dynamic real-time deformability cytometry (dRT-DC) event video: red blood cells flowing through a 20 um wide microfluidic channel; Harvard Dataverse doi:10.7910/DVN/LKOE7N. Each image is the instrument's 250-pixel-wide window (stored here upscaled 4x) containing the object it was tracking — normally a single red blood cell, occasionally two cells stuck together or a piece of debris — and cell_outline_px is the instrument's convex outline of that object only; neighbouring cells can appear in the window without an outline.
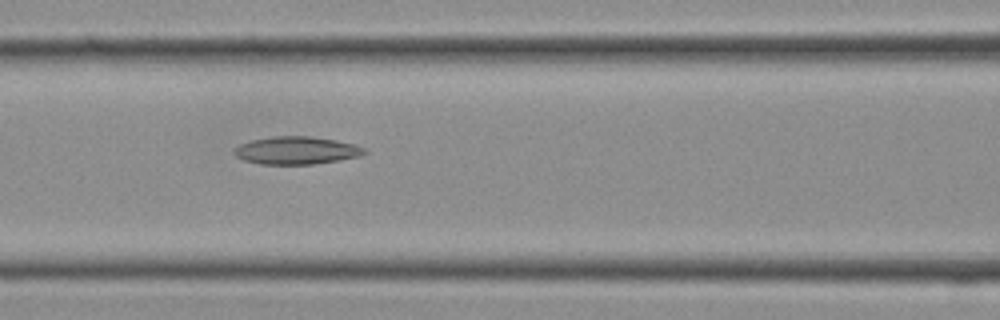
{"species": "Egyptian fruit bat (a non-hibernating species)", "species_latin": "Rousettus aegyptiacus", "temperature_condition": "cold", "stored_images_in_passage": 24, "camera_frame_rate_fps": 3000, "um_per_image_px": 0.085, "frame": {"image": 1, "passage_image": 12, "time_ms": 3.667, "image_size_px": [1000, 320], "cell_outline_px": [[368, 152], [360, 156], [340, 160], [312, 164], [260, 164], [244, 160], [236, 156], [232, 152], [240, 144], [252, 140], [272, 136], [308, 136], [336, 140], [356, 144], [364, 148]], "centroid_in_image_um": [25.22, 12.78], "position_along_channel_um": 141.4, "area_um2": 21.04}}
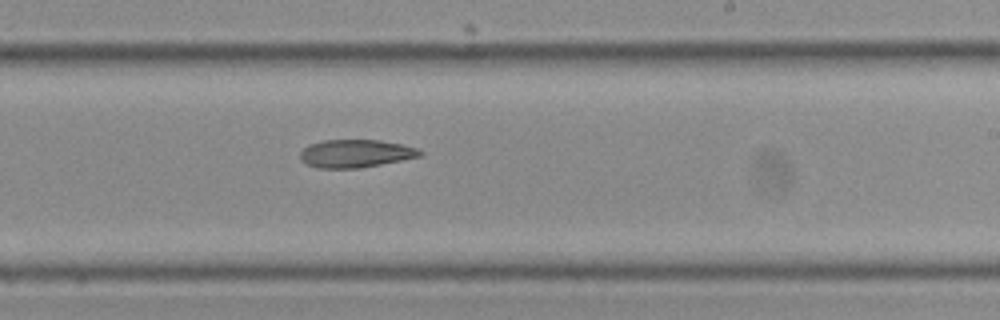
{"frame": {"image": 2, "passage_image": 17, "time_ms": 5.333, "image_size_px": [1000, 320], "cell_outline_px": [[424, 152], [420, 156], [360, 168], [316, 168], [300, 160], [300, 152], [308, 144], [324, 140], [380, 140], [400, 144], [416, 148]], "centroid_in_image_um": [30.18, 13.04], "position_along_channel_um": 258.8, "area_um2": 19.36}}
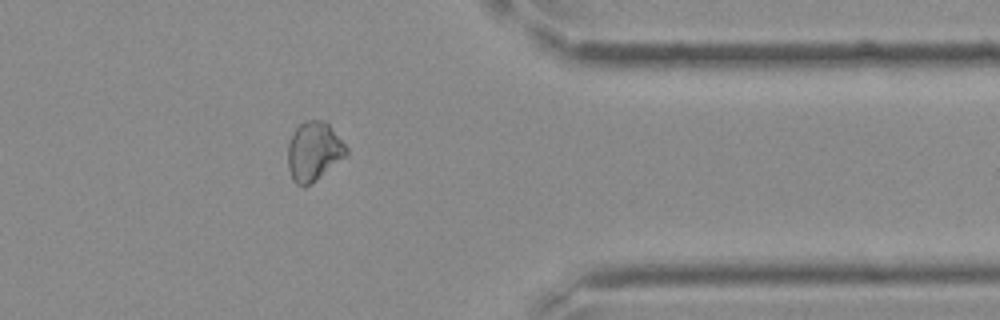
{"frame": {"image": 3, "passage_image": 23, "time_ms": 7.333, "image_size_px": [1000, 320], "cell_outline_px": [[348, 152], [344, 156], [312, 184], [304, 188], [296, 184], [292, 180], [288, 168], [288, 144], [292, 132], [300, 124], [308, 120], [324, 120], [328, 124], [348, 148]], "centroid_in_image_um": [26.64, 12.89], "position_along_channel_um": 384.8, "area_um2": 20.06}}